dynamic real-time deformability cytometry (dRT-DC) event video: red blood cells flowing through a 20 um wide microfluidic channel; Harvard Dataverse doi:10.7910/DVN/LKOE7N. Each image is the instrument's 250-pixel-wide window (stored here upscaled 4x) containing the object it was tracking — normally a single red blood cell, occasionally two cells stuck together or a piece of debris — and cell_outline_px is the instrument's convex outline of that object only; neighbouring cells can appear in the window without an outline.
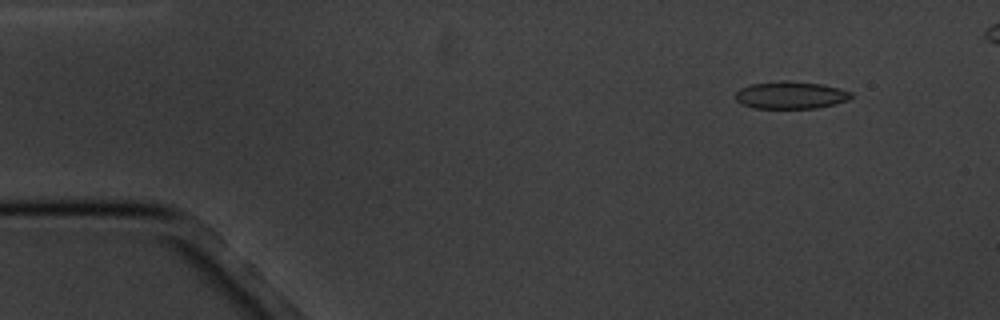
{"species": "common noctule bat (a hibernating species)", "species_latin": "Nyctalus noctula", "temperature_condition": "cold", "stored_images_in_passage": 5, "camera_frame_rate_fps": 3000, "um_per_image_px": 0.085, "animal": {"sex": "male", "body_mass_g": 20.1, "forearm_length_mm": 53.5}, "frame": {"image": 1, "passage_image": 1, "time_ms": 0.0, "image_size_px": [1000, 320], "cell_outline_px": [[852, 96], [848, 100], [836, 104], [816, 108], [752, 108], [736, 100], [736, 92], [740, 88], [748, 84], [784, 80], [788, 80], [820, 84], [852, 92]], "centroid_in_image_um": [67.19, 8.08], "position_along_channel_um": 17.8, "area_um2": 18.44}}
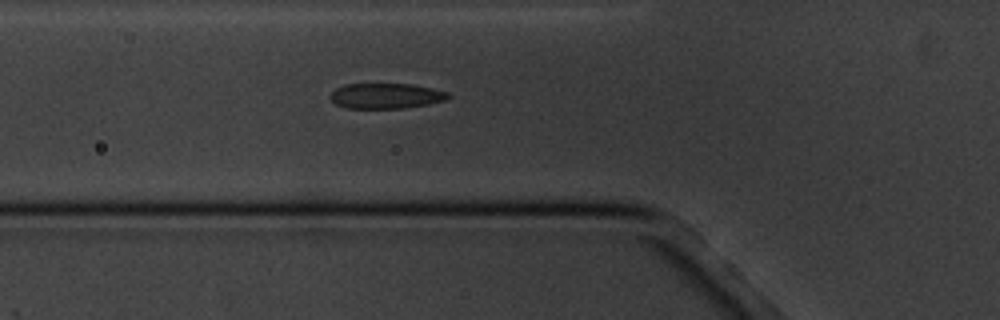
{"frame": {"image": 2, "passage_image": 5, "time_ms": 4.667, "image_size_px": [1000, 320], "cell_outline_px": [[452, 96], [448, 100], [428, 104], [404, 108], [344, 108], [336, 104], [328, 96], [336, 88], [344, 84], [412, 84], [432, 88], [448, 92]], "centroid_in_image_um": [32.83, 8.15], "position_along_channel_um": 93.0, "area_um2": 17.57}}